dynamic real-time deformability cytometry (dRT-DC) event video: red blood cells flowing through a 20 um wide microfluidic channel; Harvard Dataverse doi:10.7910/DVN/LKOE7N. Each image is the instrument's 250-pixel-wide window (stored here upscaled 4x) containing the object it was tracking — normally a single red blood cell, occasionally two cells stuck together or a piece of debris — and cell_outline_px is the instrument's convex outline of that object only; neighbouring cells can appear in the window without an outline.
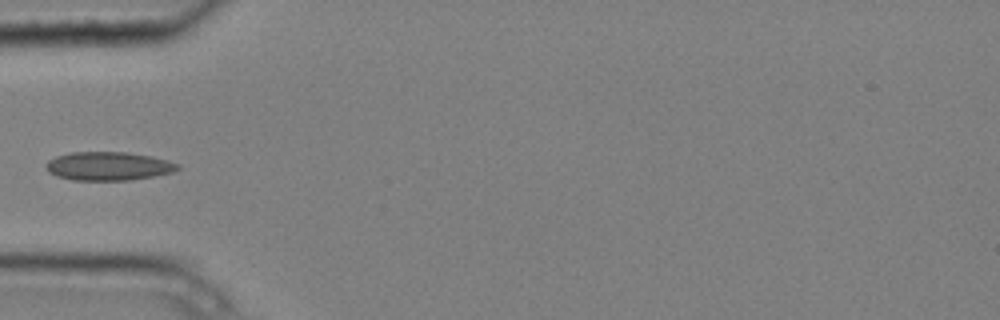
{"species": "common noctule bat (a hibernating species)", "species_latin": "Nyctalus noctula", "temperature_condition": "cold", "stored_images_in_passage": 4, "camera_frame_rate_fps": 3000, "um_per_image_px": 0.085, "animal": {"sex": "male", "body_mass_g": 20.4}, "frame": {"image": 1, "passage_image": 3, "time_ms": 0.667, "image_size_px": [1000, 320], "cell_outline_px": [[180, 168], [172, 172], [152, 176], [128, 180], [72, 180], [56, 176], [48, 172], [44, 164], [48, 160], [56, 156], [72, 152], [128, 152], [152, 156], [168, 160], [180, 164]], "centroid_in_image_um": [9.19, 14.11], "position_along_channel_um": 75.8, "area_um2": 22.02}}
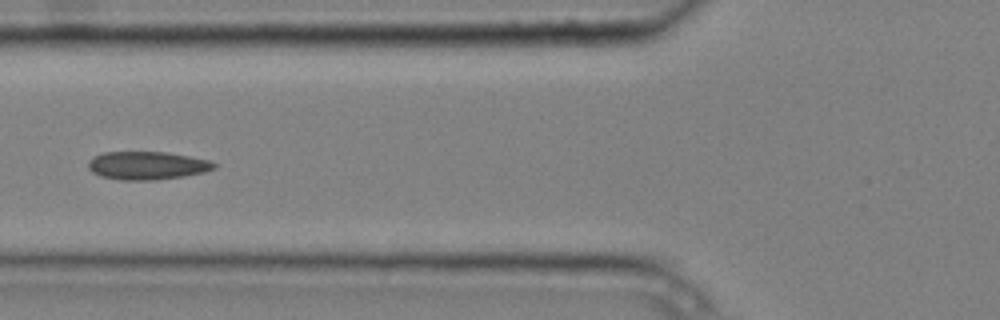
{"frame": {"image": 2, "passage_image": 4, "time_ms": 1.0, "image_size_px": [1000, 320], "cell_outline_px": [[220, 164], [216, 168], [204, 172], [184, 176], [156, 180], [120, 180], [100, 176], [92, 172], [88, 168], [88, 160], [104, 152], [168, 152], [208, 160]], "centroid_in_image_um": [12.53, 14.07], "position_along_channel_um": 113.3, "area_um2": 20.75}}